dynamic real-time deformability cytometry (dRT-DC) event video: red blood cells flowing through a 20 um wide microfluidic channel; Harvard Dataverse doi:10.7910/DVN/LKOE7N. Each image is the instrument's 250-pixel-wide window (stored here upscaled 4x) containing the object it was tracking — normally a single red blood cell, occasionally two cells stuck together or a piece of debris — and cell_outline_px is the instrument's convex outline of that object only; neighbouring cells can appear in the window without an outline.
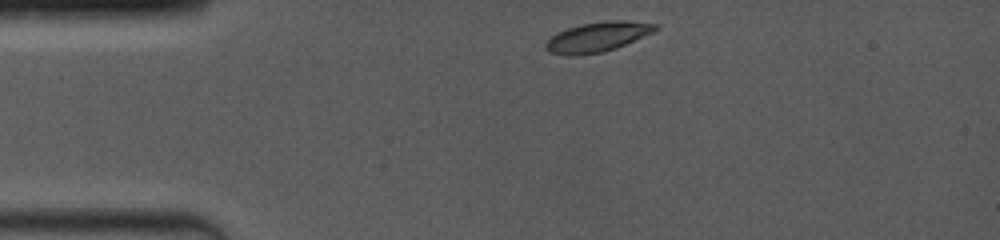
{"species": "common noctule bat (a hibernating species)", "species_latin": "Nyctalus noctula", "temperature_condition": "room temperature", "stored_images_in_passage": 3, "camera_frame_rate_fps": 4000, "um_per_image_px": 0.085, "animal": {"sex": "female", "body_mass_g": 19.0, "forearm_length_mm": 53.3}, "frame": {"image": 1, "passage_image": 1, "time_ms": 0.0, "image_size_px": [1000, 240], "cell_outline_px": [[660, 28], [656, 32], [616, 48], [600, 52], [572, 56], [568, 56], [548, 52], [544, 48], [544, 44], [556, 32], [580, 24], [604, 20], [624, 20], [656, 24]], "centroid_in_image_um": [50.8, 3.13], "position_along_channel_um": 34.2, "area_um2": 19.31}}